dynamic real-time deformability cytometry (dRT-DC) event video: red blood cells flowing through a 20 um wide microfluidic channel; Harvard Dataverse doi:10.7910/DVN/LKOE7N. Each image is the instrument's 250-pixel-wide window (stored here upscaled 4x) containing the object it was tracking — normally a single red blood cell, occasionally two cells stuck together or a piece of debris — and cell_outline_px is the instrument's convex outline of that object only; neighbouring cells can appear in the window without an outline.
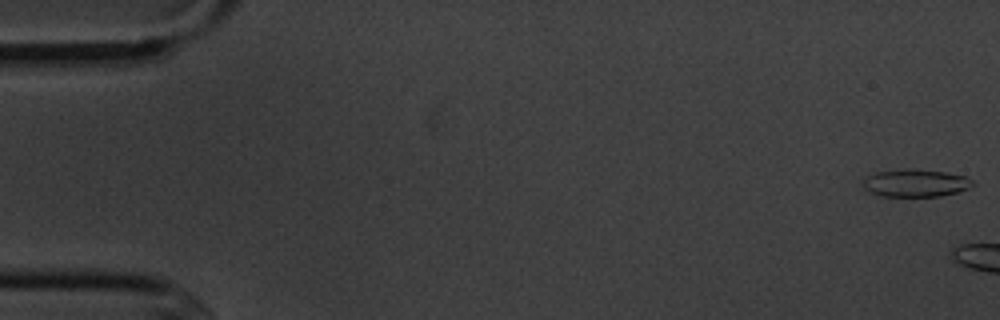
{"species": "common noctule bat (a hibernating species)", "species_latin": "Nyctalus noctula", "temperature_condition": "cold", "stored_images_in_passage": 12, "camera_frame_rate_fps": 3000, "um_per_image_px": 0.085, "animal": {"sex": "male", "body_mass_g": 20.1, "forearm_length_mm": 53.5}, "frame": {"image": 1, "passage_image": 1, "time_ms": 0.0, "image_size_px": [1000, 320], "cell_outline_px": [[972, 184], [968, 188], [956, 192], [940, 196], [880, 196], [868, 192], [864, 188], [864, 180], [868, 176], [876, 172], [904, 168], [916, 168], [944, 172], [964, 176], [972, 180]], "centroid_in_image_um": [77.78, 15.55], "position_along_channel_um": 7.2, "area_um2": 17.57}}